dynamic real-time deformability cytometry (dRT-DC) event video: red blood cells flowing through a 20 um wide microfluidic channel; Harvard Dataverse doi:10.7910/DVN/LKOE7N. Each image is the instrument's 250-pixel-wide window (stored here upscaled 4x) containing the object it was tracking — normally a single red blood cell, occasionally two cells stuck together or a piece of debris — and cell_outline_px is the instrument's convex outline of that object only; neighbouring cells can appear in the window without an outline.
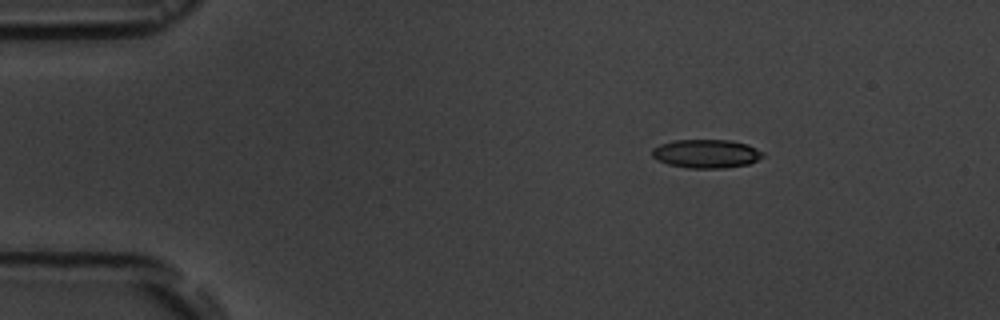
{"species": "common noctule bat (a hibernating species)", "species_latin": "Nyctalus noctula", "temperature_condition": "room temperature", "stored_images_in_passage": 5, "camera_frame_rate_fps": 3000, "um_per_image_px": 0.085, "animal": {"sex": "male", "body_mass_g": 19.5, "forearm_length_mm": 54.6}, "frame": {"image": 1, "passage_image": 3, "time_ms": 2.667, "image_size_px": [1000, 320], "cell_outline_px": [[764, 156], [748, 164], [724, 168], [688, 168], [668, 164], [656, 160], [652, 156], [652, 148], [660, 144], [672, 140], [732, 140], [748, 144], [764, 152]], "centroid_in_image_um": [60.02, 13.06], "position_along_channel_um": 25.0, "area_um2": 18.61}}